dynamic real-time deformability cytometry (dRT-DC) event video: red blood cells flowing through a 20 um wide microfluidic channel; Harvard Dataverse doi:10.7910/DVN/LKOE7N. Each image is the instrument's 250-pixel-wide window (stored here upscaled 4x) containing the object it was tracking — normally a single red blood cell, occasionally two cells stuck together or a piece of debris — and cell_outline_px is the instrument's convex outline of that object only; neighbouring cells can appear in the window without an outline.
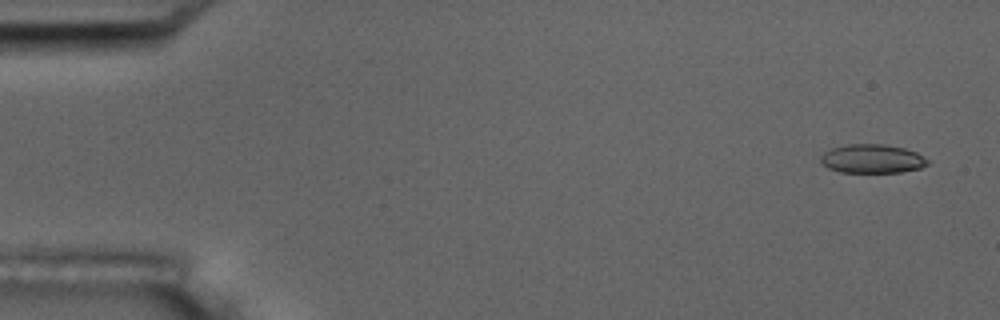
{"species": "common noctule bat (a hibernating species)", "species_latin": "Nyctalus noctula", "temperature_condition": "room temperature", "stored_images_in_passage": 4, "camera_frame_rate_fps": 3000, "um_per_image_px": 0.085, "animal": {"sex": "male", "body_mass_g": 17.5, "forearm_length_mm": 52.3}, "frame": {"image": 1, "passage_image": 1, "time_ms": 0.0, "image_size_px": [1000, 320], "cell_outline_px": [[928, 164], [920, 168], [900, 172], [840, 172], [828, 168], [820, 160], [820, 156], [824, 152], [832, 148], [848, 144], [884, 144], [904, 148], [916, 152], [928, 160]], "centroid_in_image_um": [74.12, 13.49], "position_along_channel_um": 10.9, "area_um2": 17.86}}
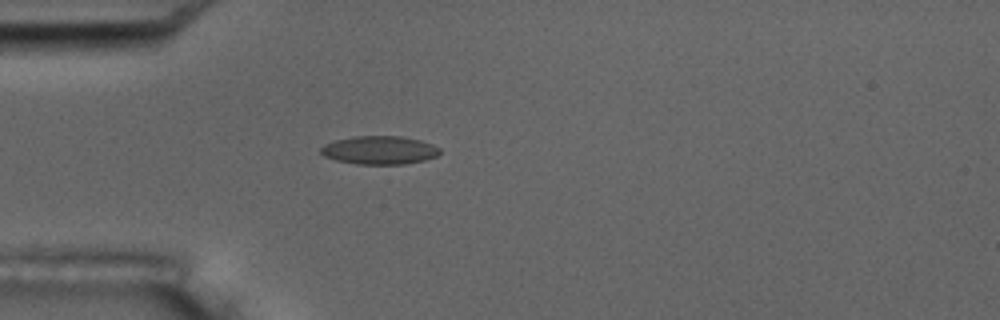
{"frame": {"image": 2, "passage_image": 4, "time_ms": 4.333, "image_size_px": [1000, 320], "cell_outline_px": [[440, 152], [436, 156], [424, 160], [404, 164], [356, 164], [336, 160], [324, 156], [320, 152], [320, 148], [324, 144], [336, 140], [356, 136], [400, 136], [420, 140], [432, 144], [440, 148]], "centroid_in_image_um": [32.25, 12.76], "position_along_channel_um": 52.8, "area_um2": 19.59}}